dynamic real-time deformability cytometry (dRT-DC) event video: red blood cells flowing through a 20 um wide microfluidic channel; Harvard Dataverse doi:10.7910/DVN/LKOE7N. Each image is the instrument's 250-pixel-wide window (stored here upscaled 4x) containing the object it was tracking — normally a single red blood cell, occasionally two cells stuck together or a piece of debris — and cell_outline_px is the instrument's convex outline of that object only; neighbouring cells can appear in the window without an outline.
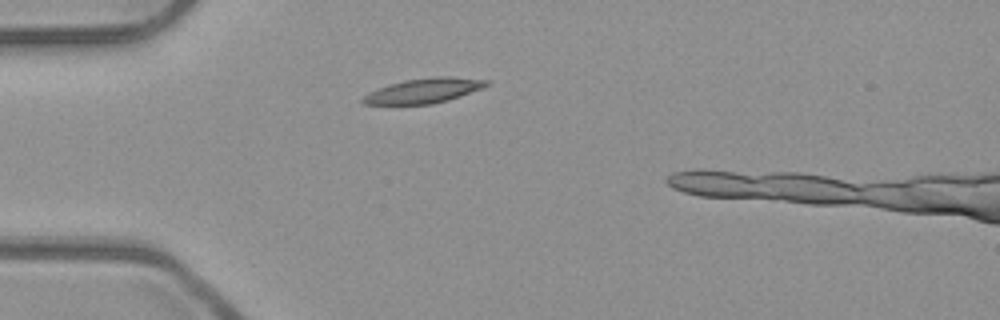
{"species": "common noctule bat (a hibernating species)", "species_latin": "Nyctalus noctula", "temperature_condition": "room temperature", "stored_images_in_passage": 3, "segment_of_instrument_passage": [1, 2], "camera_frame_rate_fps": 3000, "um_per_image_px": 0.085, "animal": {"sex": "male", "body_mass_g": 23.1, "forearm_length_mm": 52.7}, "frame": {"image": 1, "passage_image": 1, "time_ms": 0.0, "image_size_px": [1000, 320], "cell_outline_px": [[492, 84], [460, 96], [448, 100], [432, 104], [364, 104], [360, 100], [368, 92], [388, 84], [404, 80], [432, 76], [452, 76], [488, 80]], "centroid_in_image_um": [36.03, 7.69], "position_along_channel_um": 49.0, "area_um2": 17.98}}